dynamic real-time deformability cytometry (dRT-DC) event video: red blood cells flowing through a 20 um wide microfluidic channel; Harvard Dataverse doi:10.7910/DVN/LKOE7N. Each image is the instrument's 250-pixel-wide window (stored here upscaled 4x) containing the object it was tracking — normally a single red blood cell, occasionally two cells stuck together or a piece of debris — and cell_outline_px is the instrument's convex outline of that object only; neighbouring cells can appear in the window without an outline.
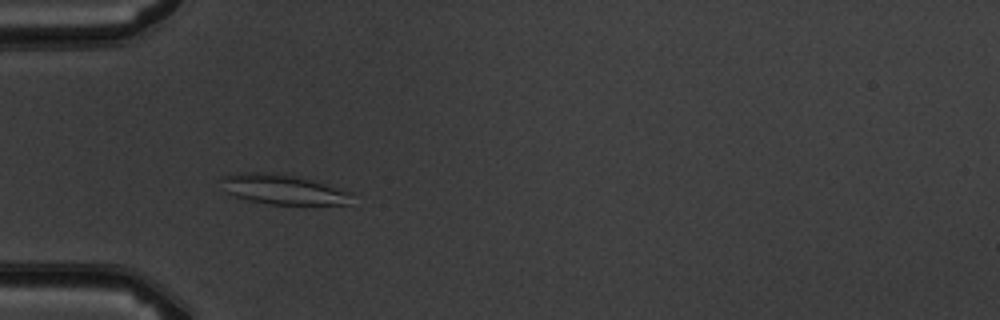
{"species": "common noctule bat (a hibernating species)", "species_latin": "Nyctalus noctula", "temperature_condition": "warm", "stored_images_in_passage": 4, "camera_frame_rate_fps": 3000, "um_per_image_px": 0.085, "animal": {"sex": "male", "body_mass_g": 19.5, "forearm_length_mm": 54.6}, "frame": {"image": 1, "passage_image": 3, "time_ms": 3.333, "image_size_px": [1000, 320], "cell_outline_px": [[352, 192], [348, 204], [268, 204], [236, 196], [228, 192], [220, 180], [220, 176], [236, 172], [276, 172], [296, 176], [312, 180]], "centroid_in_image_um": [24.02, 16.07], "position_along_channel_um": 61.0, "area_um2": 22.54}}
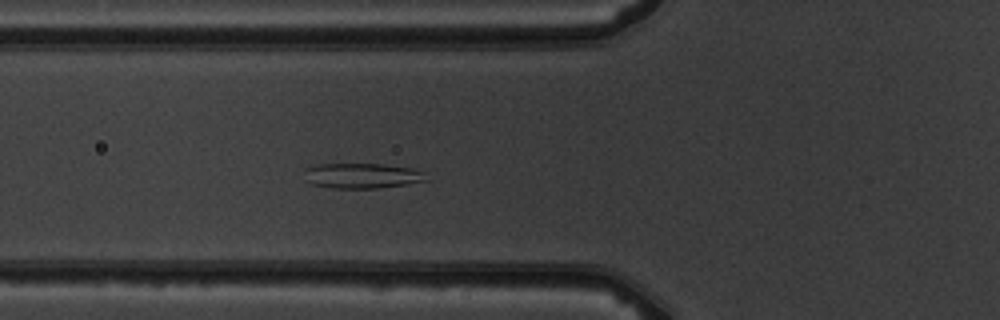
{"frame": {"image": 2, "passage_image": 4, "time_ms": 4.333, "image_size_px": [1000, 320], "cell_outline_px": [[428, 180], [380, 188], [332, 188], [312, 184], [304, 180], [304, 168], [320, 164], [384, 164], [412, 168], [424, 172]], "centroid_in_image_um": [30.73, 14.93], "position_along_channel_um": 95.1, "area_um2": 17.98}}